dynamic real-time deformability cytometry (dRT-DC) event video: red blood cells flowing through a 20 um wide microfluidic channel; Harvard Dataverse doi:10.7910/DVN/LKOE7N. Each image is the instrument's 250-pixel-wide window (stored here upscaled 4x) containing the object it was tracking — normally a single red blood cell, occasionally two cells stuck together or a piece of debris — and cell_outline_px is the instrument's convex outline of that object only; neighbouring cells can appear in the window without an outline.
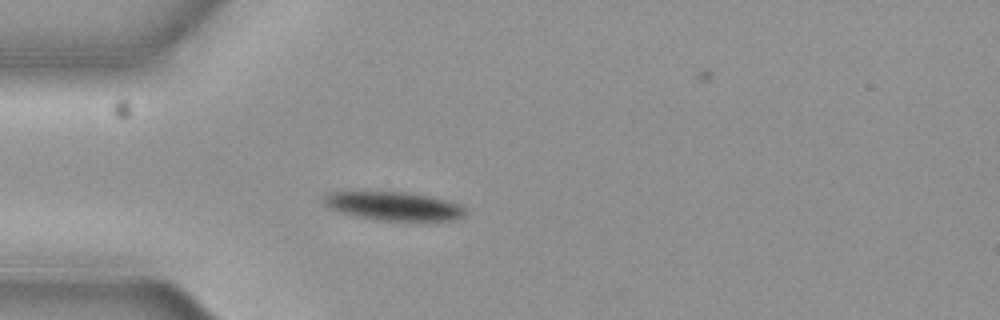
{"species": "common noctule bat (a hibernating species)", "species_latin": "Nyctalus noctula", "temperature_condition": "cold", "stored_images_in_passage": 5, "camera_frame_rate_fps": 3000, "um_per_image_px": 0.085, "animal": {"sex": "female", "body_mass_g": 19.3, "forearm_length_mm": 54.1}, "frame": {"image": 1, "passage_image": 4, "time_ms": 1.0, "image_size_px": [1000, 320], "cell_outline_px": [[468, 212], [464, 216], [456, 220], [416, 224], [376, 220], [336, 212], [328, 208], [320, 200], [320, 196], [328, 192], [408, 192], [428, 196], [460, 204], [468, 208]], "centroid_in_image_um": [33.5, 17.58], "position_along_channel_um": 51.5, "area_um2": 25.09}}